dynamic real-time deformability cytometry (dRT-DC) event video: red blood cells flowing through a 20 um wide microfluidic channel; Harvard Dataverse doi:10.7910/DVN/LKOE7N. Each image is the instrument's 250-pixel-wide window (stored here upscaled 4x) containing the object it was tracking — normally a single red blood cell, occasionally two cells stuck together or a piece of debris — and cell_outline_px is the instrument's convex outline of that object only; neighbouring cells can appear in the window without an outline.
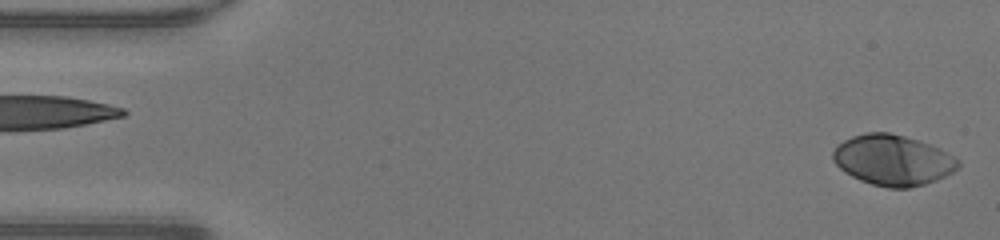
{"species": "human", "species_latin": "Homo sapiens", "temperature_condition": "warm", "stored_images_in_passage": 48, "camera_frame_rate_fps": 3000, "um_per_image_px": 0.085, "donor": {"sex": "male"}, "frame": {"image": 1, "passage_image": 1, "time_ms": 0.0, "image_size_px": [1000, 240], "cell_outline_px": [[960, 164], [952, 172], [936, 180], [924, 184], [908, 188], [888, 188], [872, 184], [860, 180], [844, 172], [832, 160], [832, 152], [844, 140], [852, 136], [864, 132], [888, 132], [904, 136], [940, 148], [960, 160]], "centroid_in_image_um": [75.87, 13.61], "position_along_channel_um": 9.1, "area_um2": 36.7}}
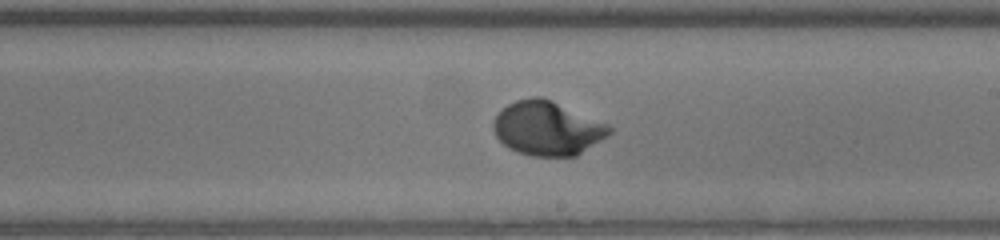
{"frame": {"image": 2, "passage_image": 27, "time_ms": 8.667, "image_size_px": [1000, 240], "cell_outline_px": [[612, 132], [608, 136], [576, 156], [532, 156], [508, 148], [496, 136], [492, 128], [492, 124], [496, 116], [508, 104], [516, 100], [532, 96], [540, 96], [552, 100], [608, 124], [612, 128]], "centroid_in_image_um": [46.53, 10.9], "position_along_channel_um": 242.5, "area_um2": 36.47}}
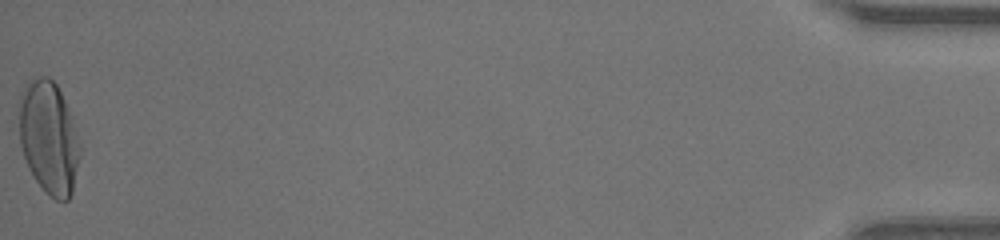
{"frame": {"image": 3, "passage_image": 48, "time_ms": 15.667, "image_size_px": [1000, 240], "cell_outline_px": [[80, 156], [72, 192], [68, 200], [56, 200], [36, 180], [28, 168], [20, 144], [20, 92], [32, 80], [40, 76], [48, 76], [56, 84], [72, 116], [80, 144]], "centroid_in_image_um": [4.16, 11.69], "position_along_channel_um": 431.0, "area_um2": 39.54}, "authors_computed_cell_mechanics": {"area_um2": 35.7204, "velocity_mm_per_s": 4.2623, "shape_relaxation_time_tau1_ms": 2.4963, "shape_relaxation_time_tau2_ms": null, "deformation_change_tau1": 0.2232, "deformation_change_tau2": null}}